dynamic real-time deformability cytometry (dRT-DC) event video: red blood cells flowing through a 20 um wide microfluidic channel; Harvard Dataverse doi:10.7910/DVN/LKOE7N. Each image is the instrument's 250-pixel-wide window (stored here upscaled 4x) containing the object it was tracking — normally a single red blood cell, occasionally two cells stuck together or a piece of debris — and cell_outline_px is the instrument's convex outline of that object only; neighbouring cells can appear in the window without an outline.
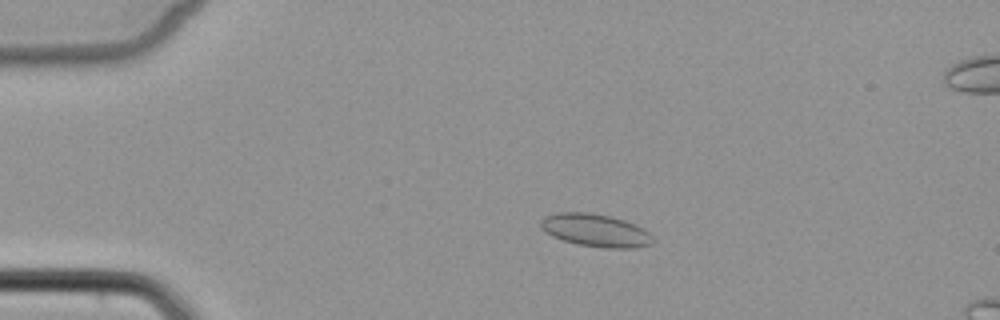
{"species": "common noctule bat (a hibernating species)", "species_latin": "Nyctalus noctula", "temperature_condition": "cold", "stored_images_in_passage": 6, "camera_frame_rate_fps": 3000, "um_per_image_px": 0.085, "animal": {"sex": "female", "body_mass_g": 22.7, "forearm_length_mm": 54.2}, "frame": {"image": 1, "passage_image": 4, "time_ms": 3.667, "image_size_px": [1000, 320], "cell_outline_px": [[652, 244], [636, 248], [608, 248], [580, 244], [564, 240], [552, 236], [540, 224], [540, 220], [544, 216], [556, 212], [592, 212], [624, 220], [636, 224], [648, 232], [652, 236]], "centroid_in_image_um": [50.63, 19.56], "position_along_channel_um": 34.4, "area_um2": 21.21}}